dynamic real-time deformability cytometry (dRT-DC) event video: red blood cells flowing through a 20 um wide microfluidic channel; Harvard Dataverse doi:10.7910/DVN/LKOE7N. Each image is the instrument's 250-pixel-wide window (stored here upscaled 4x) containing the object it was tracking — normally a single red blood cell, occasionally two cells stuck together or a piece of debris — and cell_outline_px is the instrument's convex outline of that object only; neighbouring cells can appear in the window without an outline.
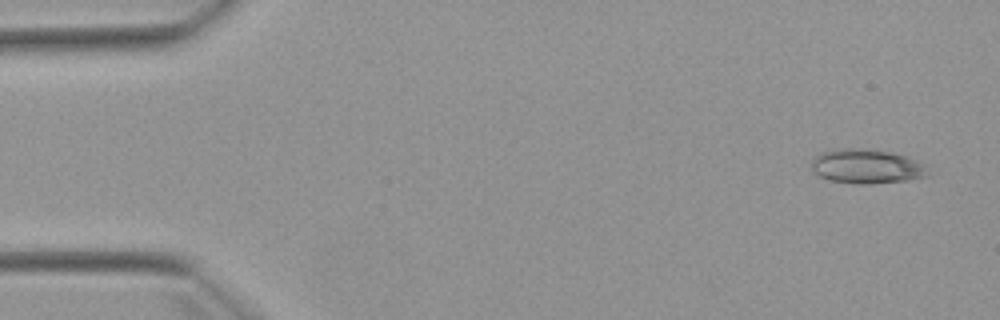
{"species": "Egyptian fruit bat (a non-hibernating species)", "species_latin": "Rousettus aegyptiacus", "temperature_condition": "warm", "stored_images_in_passage": 5, "camera_frame_rate_fps": 3000, "um_per_image_px": 0.085, "animal": {"sex": "female"}, "frame": {"image": 1, "passage_image": 1, "time_ms": 0.0, "image_size_px": [1000, 320], "cell_outline_px": [[932, 176], [908, 180], [872, 184], [860, 184], [828, 180], [812, 172], [812, 160], [816, 156], [824, 152], [840, 148], [860, 148], [892, 152], [916, 160], [924, 164]], "centroid_in_image_um": [73.7, 14.15], "position_along_channel_um": 11.3, "area_um2": 23.47}}
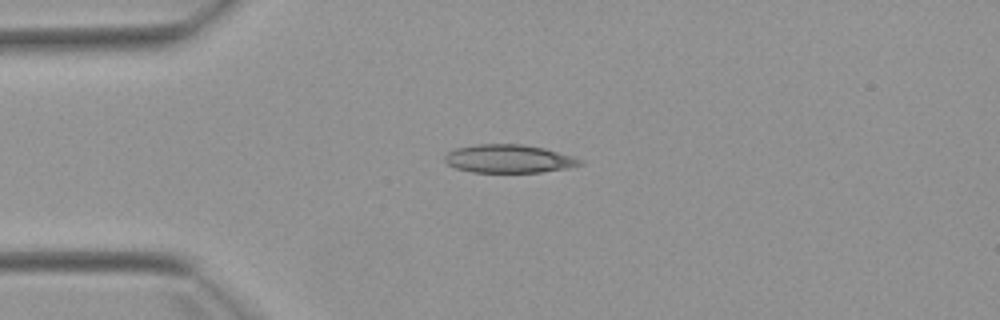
{"frame": {"image": 2, "passage_image": 4, "time_ms": 3.333, "image_size_px": [1000, 320], "cell_outline_px": [[584, 164], [568, 168], [540, 172], [472, 172], [456, 168], [448, 164], [444, 160], [444, 156], [448, 152], [456, 148], [480, 144], [524, 144], [544, 148], [572, 156], [584, 160]], "centroid_in_image_um": [43.27, 13.49], "position_along_channel_um": 41.7, "area_um2": 22.25}}